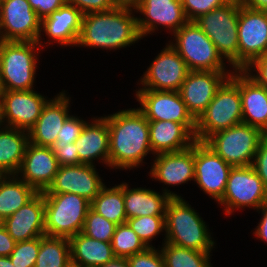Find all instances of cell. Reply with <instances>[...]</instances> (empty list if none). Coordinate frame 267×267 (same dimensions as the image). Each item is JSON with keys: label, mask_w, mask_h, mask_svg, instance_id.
<instances>
[{"label": "cell", "mask_w": 267, "mask_h": 267, "mask_svg": "<svg viewBox=\"0 0 267 267\" xmlns=\"http://www.w3.org/2000/svg\"><path fill=\"white\" fill-rule=\"evenodd\" d=\"M109 130L110 169H133L142 165L152 153L149 121L138 108H130L104 116Z\"/></svg>", "instance_id": "6da1fadb"}, {"label": "cell", "mask_w": 267, "mask_h": 267, "mask_svg": "<svg viewBox=\"0 0 267 267\" xmlns=\"http://www.w3.org/2000/svg\"><path fill=\"white\" fill-rule=\"evenodd\" d=\"M134 16L132 8L127 7L84 14L76 46L105 50L130 47L142 39Z\"/></svg>", "instance_id": "7a4b0ae2"}, {"label": "cell", "mask_w": 267, "mask_h": 267, "mask_svg": "<svg viewBox=\"0 0 267 267\" xmlns=\"http://www.w3.org/2000/svg\"><path fill=\"white\" fill-rule=\"evenodd\" d=\"M164 242L201 252H211L214 240L199 213L181 198H171L166 206Z\"/></svg>", "instance_id": "3957f363"}, {"label": "cell", "mask_w": 267, "mask_h": 267, "mask_svg": "<svg viewBox=\"0 0 267 267\" xmlns=\"http://www.w3.org/2000/svg\"><path fill=\"white\" fill-rule=\"evenodd\" d=\"M233 71L196 120V141L204 142L214 133L242 123L240 70Z\"/></svg>", "instance_id": "277c9868"}, {"label": "cell", "mask_w": 267, "mask_h": 267, "mask_svg": "<svg viewBox=\"0 0 267 267\" xmlns=\"http://www.w3.org/2000/svg\"><path fill=\"white\" fill-rule=\"evenodd\" d=\"M240 0H231L213 9L194 22L214 43L218 52L228 60L234 70H239L238 19Z\"/></svg>", "instance_id": "5b68a950"}, {"label": "cell", "mask_w": 267, "mask_h": 267, "mask_svg": "<svg viewBox=\"0 0 267 267\" xmlns=\"http://www.w3.org/2000/svg\"><path fill=\"white\" fill-rule=\"evenodd\" d=\"M45 234L70 239L82 232L91 202L73 193H43Z\"/></svg>", "instance_id": "8992f818"}, {"label": "cell", "mask_w": 267, "mask_h": 267, "mask_svg": "<svg viewBox=\"0 0 267 267\" xmlns=\"http://www.w3.org/2000/svg\"><path fill=\"white\" fill-rule=\"evenodd\" d=\"M40 49L38 42L0 40V69L4 90L34 89L37 51Z\"/></svg>", "instance_id": "52a82bcc"}, {"label": "cell", "mask_w": 267, "mask_h": 267, "mask_svg": "<svg viewBox=\"0 0 267 267\" xmlns=\"http://www.w3.org/2000/svg\"><path fill=\"white\" fill-rule=\"evenodd\" d=\"M173 34L175 43L169 44L183 58L190 71H226L225 60L194 21H188Z\"/></svg>", "instance_id": "ba28073f"}, {"label": "cell", "mask_w": 267, "mask_h": 267, "mask_svg": "<svg viewBox=\"0 0 267 267\" xmlns=\"http://www.w3.org/2000/svg\"><path fill=\"white\" fill-rule=\"evenodd\" d=\"M265 136L260 129L241 123L214 133L204 143L232 167H246L252 165Z\"/></svg>", "instance_id": "9c48e42d"}, {"label": "cell", "mask_w": 267, "mask_h": 267, "mask_svg": "<svg viewBox=\"0 0 267 267\" xmlns=\"http://www.w3.org/2000/svg\"><path fill=\"white\" fill-rule=\"evenodd\" d=\"M267 202V190L252 166L232 167L226 188L219 205H224L225 214L249 207L258 210Z\"/></svg>", "instance_id": "30bf717a"}, {"label": "cell", "mask_w": 267, "mask_h": 267, "mask_svg": "<svg viewBox=\"0 0 267 267\" xmlns=\"http://www.w3.org/2000/svg\"><path fill=\"white\" fill-rule=\"evenodd\" d=\"M0 40L41 42V20L27 0H2Z\"/></svg>", "instance_id": "8fae6325"}, {"label": "cell", "mask_w": 267, "mask_h": 267, "mask_svg": "<svg viewBox=\"0 0 267 267\" xmlns=\"http://www.w3.org/2000/svg\"><path fill=\"white\" fill-rule=\"evenodd\" d=\"M136 98L138 109L148 121H173L182 123L194 136L196 120L189 113L178 91L139 89Z\"/></svg>", "instance_id": "7c38bea8"}, {"label": "cell", "mask_w": 267, "mask_h": 267, "mask_svg": "<svg viewBox=\"0 0 267 267\" xmlns=\"http://www.w3.org/2000/svg\"><path fill=\"white\" fill-rule=\"evenodd\" d=\"M47 101L34 90H5L0 97V125L29 131Z\"/></svg>", "instance_id": "4fadbf2b"}, {"label": "cell", "mask_w": 267, "mask_h": 267, "mask_svg": "<svg viewBox=\"0 0 267 267\" xmlns=\"http://www.w3.org/2000/svg\"><path fill=\"white\" fill-rule=\"evenodd\" d=\"M239 70L267 54V12L241 4L238 19Z\"/></svg>", "instance_id": "5bb4252c"}, {"label": "cell", "mask_w": 267, "mask_h": 267, "mask_svg": "<svg viewBox=\"0 0 267 267\" xmlns=\"http://www.w3.org/2000/svg\"><path fill=\"white\" fill-rule=\"evenodd\" d=\"M232 166L216 154L204 142H194V181L204 193L215 199H222Z\"/></svg>", "instance_id": "9a60e30c"}, {"label": "cell", "mask_w": 267, "mask_h": 267, "mask_svg": "<svg viewBox=\"0 0 267 267\" xmlns=\"http://www.w3.org/2000/svg\"><path fill=\"white\" fill-rule=\"evenodd\" d=\"M189 71L183 58L167 44L140 78V89L179 91Z\"/></svg>", "instance_id": "2e32d148"}, {"label": "cell", "mask_w": 267, "mask_h": 267, "mask_svg": "<svg viewBox=\"0 0 267 267\" xmlns=\"http://www.w3.org/2000/svg\"><path fill=\"white\" fill-rule=\"evenodd\" d=\"M189 71L179 94L192 117L197 120L233 71Z\"/></svg>", "instance_id": "e0dca14e"}, {"label": "cell", "mask_w": 267, "mask_h": 267, "mask_svg": "<svg viewBox=\"0 0 267 267\" xmlns=\"http://www.w3.org/2000/svg\"><path fill=\"white\" fill-rule=\"evenodd\" d=\"M133 10L143 15L136 17L142 38L154 33L155 29L158 30V26L165 27L170 30L169 32L174 33L189 21L181 0H140Z\"/></svg>", "instance_id": "ac0fdd59"}, {"label": "cell", "mask_w": 267, "mask_h": 267, "mask_svg": "<svg viewBox=\"0 0 267 267\" xmlns=\"http://www.w3.org/2000/svg\"><path fill=\"white\" fill-rule=\"evenodd\" d=\"M95 165L59 166L53 182L43 193H73L92 202L105 186Z\"/></svg>", "instance_id": "d6986e66"}, {"label": "cell", "mask_w": 267, "mask_h": 267, "mask_svg": "<svg viewBox=\"0 0 267 267\" xmlns=\"http://www.w3.org/2000/svg\"><path fill=\"white\" fill-rule=\"evenodd\" d=\"M58 168L59 164L52 147L38 146L29 142L16 175H20L19 178L37 192H44L53 182Z\"/></svg>", "instance_id": "ffe728a7"}, {"label": "cell", "mask_w": 267, "mask_h": 267, "mask_svg": "<svg viewBox=\"0 0 267 267\" xmlns=\"http://www.w3.org/2000/svg\"><path fill=\"white\" fill-rule=\"evenodd\" d=\"M44 218V196L43 192H38L18 211L4 219L3 227L16 242H22L46 235Z\"/></svg>", "instance_id": "44dd1931"}, {"label": "cell", "mask_w": 267, "mask_h": 267, "mask_svg": "<svg viewBox=\"0 0 267 267\" xmlns=\"http://www.w3.org/2000/svg\"><path fill=\"white\" fill-rule=\"evenodd\" d=\"M69 100L65 91H62L54 99L47 101L35 125L28 131L31 143L44 147L55 144L58 132L70 116Z\"/></svg>", "instance_id": "7402d4cb"}, {"label": "cell", "mask_w": 267, "mask_h": 267, "mask_svg": "<svg viewBox=\"0 0 267 267\" xmlns=\"http://www.w3.org/2000/svg\"><path fill=\"white\" fill-rule=\"evenodd\" d=\"M152 163L151 178L165 185L178 186L194 180V143L183 151L156 154Z\"/></svg>", "instance_id": "603a6c76"}, {"label": "cell", "mask_w": 267, "mask_h": 267, "mask_svg": "<svg viewBox=\"0 0 267 267\" xmlns=\"http://www.w3.org/2000/svg\"><path fill=\"white\" fill-rule=\"evenodd\" d=\"M74 143L82 164L94 165L93 160L98 159L109 167V130L104 117L87 122Z\"/></svg>", "instance_id": "cb8c5ba5"}, {"label": "cell", "mask_w": 267, "mask_h": 267, "mask_svg": "<svg viewBox=\"0 0 267 267\" xmlns=\"http://www.w3.org/2000/svg\"><path fill=\"white\" fill-rule=\"evenodd\" d=\"M124 182V208L127 219L140 216H165L167 203L180 195L164 188L163 193L146 188H129Z\"/></svg>", "instance_id": "d4e9b609"}, {"label": "cell", "mask_w": 267, "mask_h": 267, "mask_svg": "<svg viewBox=\"0 0 267 267\" xmlns=\"http://www.w3.org/2000/svg\"><path fill=\"white\" fill-rule=\"evenodd\" d=\"M82 17L83 14L75 6L66 3L41 21V31L61 46H76Z\"/></svg>", "instance_id": "484cf974"}, {"label": "cell", "mask_w": 267, "mask_h": 267, "mask_svg": "<svg viewBox=\"0 0 267 267\" xmlns=\"http://www.w3.org/2000/svg\"><path fill=\"white\" fill-rule=\"evenodd\" d=\"M152 154L179 152L190 148L195 136L182 124L173 121H149Z\"/></svg>", "instance_id": "4316f807"}, {"label": "cell", "mask_w": 267, "mask_h": 267, "mask_svg": "<svg viewBox=\"0 0 267 267\" xmlns=\"http://www.w3.org/2000/svg\"><path fill=\"white\" fill-rule=\"evenodd\" d=\"M242 123L256 127L267 135V89L240 70Z\"/></svg>", "instance_id": "83f0119b"}, {"label": "cell", "mask_w": 267, "mask_h": 267, "mask_svg": "<svg viewBox=\"0 0 267 267\" xmlns=\"http://www.w3.org/2000/svg\"><path fill=\"white\" fill-rule=\"evenodd\" d=\"M0 125V175H16L26 148L29 132Z\"/></svg>", "instance_id": "f1b7e54d"}, {"label": "cell", "mask_w": 267, "mask_h": 267, "mask_svg": "<svg viewBox=\"0 0 267 267\" xmlns=\"http://www.w3.org/2000/svg\"><path fill=\"white\" fill-rule=\"evenodd\" d=\"M71 262L82 267H100L113 260L111 242H103L90 238L79 232L69 239Z\"/></svg>", "instance_id": "f546056e"}, {"label": "cell", "mask_w": 267, "mask_h": 267, "mask_svg": "<svg viewBox=\"0 0 267 267\" xmlns=\"http://www.w3.org/2000/svg\"><path fill=\"white\" fill-rule=\"evenodd\" d=\"M37 193L17 175H0V216L10 217Z\"/></svg>", "instance_id": "4dcf8cb0"}, {"label": "cell", "mask_w": 267, "mask_h": 267, "mask_svg": "<svg viewBox=\"0 0 267 267\" xmlns=\"http://www.w3.org/2000/svg\"><path fill=\"white\" fill-rule=\"evenodd\" d=\"M90 208L116 225L126 223L124 183L111 188L105 185L91 202Z\"/></svg>", "instance_id": "1f68e13d"}, {"label": "cell", "mask_w": 267, "mask_h": 267, "mask_svg": "<svg viewBox=\"0 0 267 267\" xmlns=\"http://www.w3.org/2000/svg\"><path fill=\"white\" fill-rule=\"evenodd\" d=\"M71 261L70 241L64 237L41 236L35 267H66Z\"/></svg>", "instance_id": "d6a6232c"}, {"label": "cell", "mask_w": 267, "mask_h": 267, "mask_svg": "<svg viewBox=\"0 0 267 267\" xmlns=\"http://www.w3.org/2000/svg\"><path fill=\"white\" fill-rule=\"evenodd\" d=\"M161 253L165 267H213L210 252H201L163 242Z\"/></svg>", "instance_id": "836d02e7"}, {"label": "cell", "mask_w": 267, "mask_h": 267, "mask_svg": "<svg viewBox=\"0 0 267 267\" xmlns=\"http://www.w3.org/2000/svg\"><path fill=\"white\" fill-rule=\"evenodd\" d=\"M111 246L114 255L120 258L131 257L148 248L127 223L117 225Z\"/></svg>", "instance_id": "e575fe53"}, {"label": "cell", "mask_w": 267, "mask_h": 267, "mask_svg": "<svg viewBox=\"0 0 267 267\" xmlns=\"http://www.w3.org/2000/svg\"><path fill=\"white\" fill-rule=\"evenodd\" d=\"M126 223L136 232L147 247L152 239L166 230L165 216H140L127 219Z\"/></svg>", "instance_id": "d590c367"}, {"label": "cell", "mask_w": 267, "mask_h": 267, "mask_svg": "<svg viewBox=\"0 0 267 267\" xmlns=\"http://www.w3.org/2000/svg\"><path fill=\"white\" fill-rule=\"evenodd\" d=\"M117 225L107 220L91 208L85 218L82 233L103 242H111Z\"/></svg>", "instance_id": "8d00e7d4"}, {"label": "cell", "mask_w": 267, "mask_h": 267, "mask_svg": "<svg viewBox=\"0 0 267 267\" xmlns=\"http://www.w3.org/2000/svg\"><path fill=\"white\" fill-rule=\"evenodd\" d=\"M39 249L40 237L16 242L9 258L16 267H35Z\"/></svg>", "instance_id": "74e56055"}, {"label": "cell", "mask_w": 267, "mask_h": 267, "mask_svg": "<svg viewBox=\"0 0 267 267\" xmlns=\"http://www.w3.org/2000/svg\"><path fill=\"white\" fill-rule=\"evenodd\" d=\"M231 0H181L185 15L189 21L207 14L215 8L229 3Z\"/></svg>", "instance_id": "f35d334b"}, {"label": "cell", "mask_w": 267, "mask_h": 267, "mask_svg": "<svg viewBox=\"0 0 267 267\" xmlns=\"http://www.w3.org/2000/svg\"><path fill=\"white\" fill-rule=\"evenodd\" d=\"M130 267H165L161 250L148 247L144 251L127 258Z\"/></svg>", "instance_id": "ab89813d"}, {"label": "cell", "mask_w": 267, "mask_h": 267, "mask_svg": "<svg viewBox=\"0 0 267 267\" xmlns=\"http://www.w3.org/2000/svg\"><path fill=\"white\" fill-rule=\"evenodd\" d=\"M86 123L81 118L79 119L77 116L70 115L58 132L56 142L73 143L80 136Z\"/></svg>", "instance_id": "60d3db41"}, {"label": "cell", "mask_w": 267, "mask_h": 267, "mask_svg": "<svg viewBox=\"0 0 267 267\" xmlns=\"http://www.w3.org/2000/svg\"><path fill=\"white\" fill-rule=\"evenodd\" d=\"M53 153L59 166L82 164L79 159L75 143L55 142L52 146Z\"/></svg>", "instance_id": "b9f144b4"}, {"label": "cell", "mask_w": 267, "mask_h": 267, "mask_svg": "<svg viewBox=\"0 0 267 267\" xmlns=\"http://www.w3.org/2000/svg\"><path fill=\"white\" fill-rule=\"evenodd\" d=\"M75 6L83 15L91 12L108 11L115 8L113 0H66Z\"/></svg>", "instance_id": "7bdbcfd3"}, {"label": "cell", "mask_w": 267, "mask_h": 267, "mask_svg": "<svg viewBox=\"0 0 267 267\" xmlns=\"http://www.w3.org/2000/svg\"><path fill=\"white\" fill-rule=\"evenodd\" d=\"M267 190V135L259 143L252 165Z\"/></svg>", "instance_id": "ee69618b"}, {"label": "cell", "mask_w": 267, "mask_h": 267, "mask_svg": "<svg viewBox=\"0 0 267 267\" xmlns=\"http://www.w3.org/2000/svg\"><path fill=\"white\" fill-rule=\"evenodd\" d=\"M243 71L257 84L267 89V54L253 60ZM252 71H255L256 74H253Z\"/></svg>", "instance_id": "f6af8a7d"}, {"label": "cell", "mask_w": 267, "mask_h": 267, "mask_svg": "<svg viewBox=\"0 0 267 267\" xmlns=\"http://www.w3.org/2000/svg\"><path fill=\"white\" fill-rule=\"evenodd\" d=\"M31 8L36 12L37 17L42 21L54 11L64 6L66 0H27Z\"/></svg>", "instance_id": "bcb514c9"}, {"label": "cell", "mask_w": 267, "mask_h": 267, "mask_svg": "<svg viewBox=\"0 0 267 267\" xmlns=\"http://www.w3.org/2000/svg\"><path fill=\"white\" fill-rule=\"evenodd\" d=\"M16 241L4 227L0 228V256H9L14 250Z\"/></svg>", "instance_id": "7dc6e473"}, {"label": "cell", "mask_w": 267, "mask_h": 267, "mask_svg": "<svg viewBox=\"0 0 267 267\" xmlns=\"http://www.w3.org/2000/svg\"><path fill=\"white\" fill-rule=\"evenodd\" d=\"M257 211L262 213V217L253 234L257 236V239L260 238L261 241L263 240L267 244V202H265Z\"/></svg>", "instance_id": "c3c4849f"}, {"label": "cell", "mask_w": 267, "mask_h": 267, "mask_svg": "<svg viewBox=\"0 0 267 267\" xmlns=\"http://www.w3.org/2000/svg\"><path fill=\"white\" fill-rule=\"evenodd\" d=\"M240 3L252 10L267 12V0H240Z\"/></svg>", "instance_id": "681fc988"}, {"label": "cell", "mask_w": 267, "mask_h": 267, "mask_svg": "<svg viewBox=\"0 0 267 267\" xmlns=\"http://www.w3.org/2000/svg\"><path fill=\"white\" fill-rule=\"evenodd\" d=\"M100 267H130L127 258L115 257Z\"/></svg>", "instance_id": "f907efd6"}, {"label": "cell", "mask_w": 267, "mask_h": 267, "mask_svg": "<svg viewBox=\"0 0 267 267\" xmlns=\"http://www.w3.org/2000/svg\"><path fill=\"white\" fill-rule=\"evenodd\" d=\"M140 0H113L116 7H127L134 9Z\"/></svg>", "instance_id": "816d5d0a"}, {"label": "cell", "mask_w": 267, "mask_h": 267, "mask_svg": "<svg viewBox=\"0 0 267 267\" xmlns=\"http://www.w3.org/2000/svg\"><path fill=\"white\" fill-rule=\"evenodd\" d=\"M0 267H16L12 264L9 256H0Z\"/></svg>", "instance_id": "f5cc1de1"}, {"label": "cell", "mask_w": 267, "mask_h": 267, "mask_svg": "<svg viewBox=\"0 0 267 267\" xmlns=\"http://www.w3.org/2000/svg\"><path fill=\"white\" fill-rule=\"evenodd\" d=\"M4 87H3V84H2V80H1V69H0V97L2 95V93L4 92Z\"/></svg>", "instance_id": "db71d44e"}, {"label": "cell", "mask_w": 267, "mask_h": 267, "mask_svg": "<svg viewBox=\"0 0 267 267\" xmlns=\"http://www.w3.org/2000/svg\"><path fill=\"white\" fill-rule=\"evenodd\" d=\"M66 267H82V266H80L78 264H75V263L70 261L69 264Z\"/></svg>", "instance_id": "11a10c76"}, {"label": "cell", "mask_w": 267, "mask_h": 267, "mask_svg": "<svg viewBox=\"0 0 267 267\" xmlns=\"http://www.w3.org/2000/svg\"><path fill=\"white\" fill-rule=\"evenodd\" d=\"M4 219L0 216V228L3 227Z\"/></svg>", "instance_id": "9f6ffc18"}]
</instances>
